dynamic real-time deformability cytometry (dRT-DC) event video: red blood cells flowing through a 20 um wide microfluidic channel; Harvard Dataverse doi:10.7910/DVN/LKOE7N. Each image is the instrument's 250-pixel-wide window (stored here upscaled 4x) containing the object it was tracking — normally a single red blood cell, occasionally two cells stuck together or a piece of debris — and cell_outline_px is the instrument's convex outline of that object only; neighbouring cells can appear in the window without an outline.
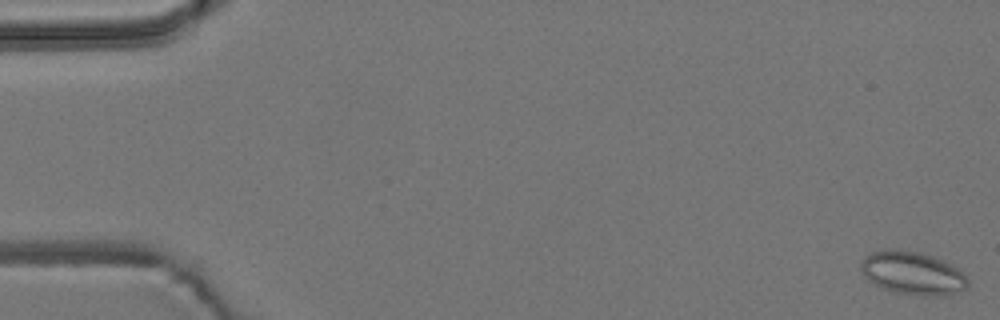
{"species": "common noctule bat (a hibernating species)", "species_latin": "Nyctalus noctula", "temperature_condition": "room temperature", "stored_images_in_passage": 7, "camera_frame_rate_fps": 3000, "um_per_image_px": 0.085, "animal": {"sex": "male", "body_mass_g": 19.2, "forearm_length_mm": 51.8}, "frame": {"image": 1, "passage_image": 1, "time_ms": 0.0, "image_size_px": [1000, 320], "cell_outline_px": [[968, 288], [960, 292], [944, 296], [924, 296], [896, 292], [880, 288], [868, 280], [864, 276], [860, 268], [860, 260], [864, 256], [872, 252], [884, 248], [896, 248], [920, 252], [944, 260], [960, 268], [968, 280]], "centroid_in_image_um": [77.57, 23.2], "position_along_channel_um": 7.4, "area_um2": 27.63}}
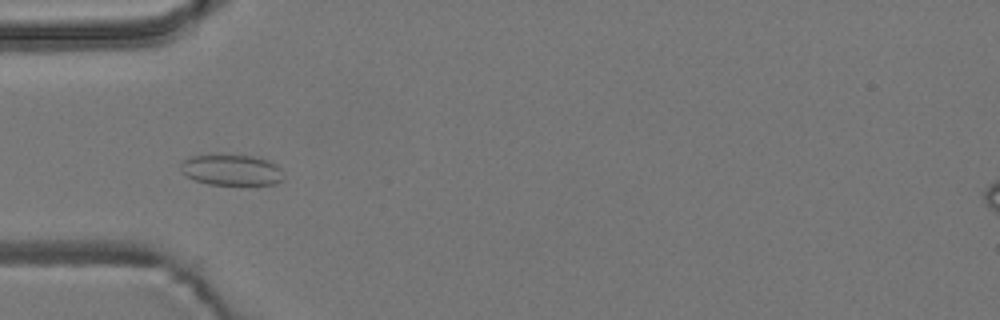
{"frame": {"image": 2, "passage_image": 6, "time_ms": 1.667, "image_size_px": [1000, 320], "cell_outline_px": [[280, 180], [276, 184], [208, 184], [196, 180], [188, 176], [180, 168], [180, 164], [184, 160], [192, 156], [252, 156], [268, 160], [276, 164], [280, 168]], "centroid_in_image_um": [19.67, 14.45], "position_along_channel_um": 65.3, "area_um2": 17.8}}
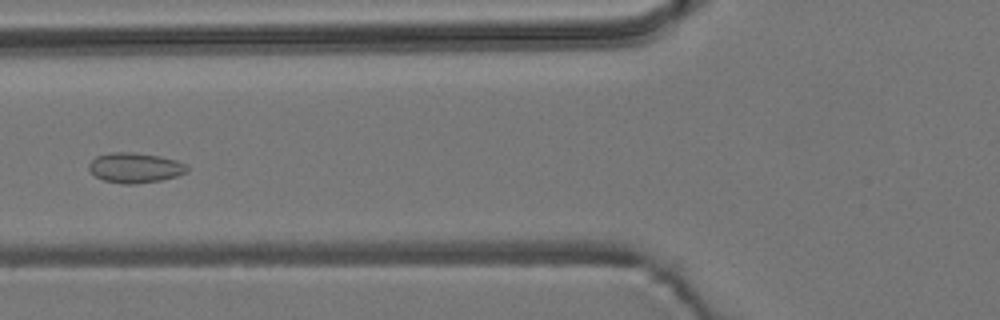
{"frame": {"image": 3, "passage_image": 7, "time_ms": 2.0, "image_size_px": [1000, 320], "cell_outline_px": [[188, 172], [176, 176], [160, 180], [136, 184], [124, 184], [104, 180], [96, 176], [88, 168], [88, 164], [96, 156], [112, 152], [132, 152], [160, 156], [176, 160], [188, 164]], "centroid_in_image_um": [11.5, 14.25], "position_along_channel_um": 114.3, "area_um2": 17.22}}